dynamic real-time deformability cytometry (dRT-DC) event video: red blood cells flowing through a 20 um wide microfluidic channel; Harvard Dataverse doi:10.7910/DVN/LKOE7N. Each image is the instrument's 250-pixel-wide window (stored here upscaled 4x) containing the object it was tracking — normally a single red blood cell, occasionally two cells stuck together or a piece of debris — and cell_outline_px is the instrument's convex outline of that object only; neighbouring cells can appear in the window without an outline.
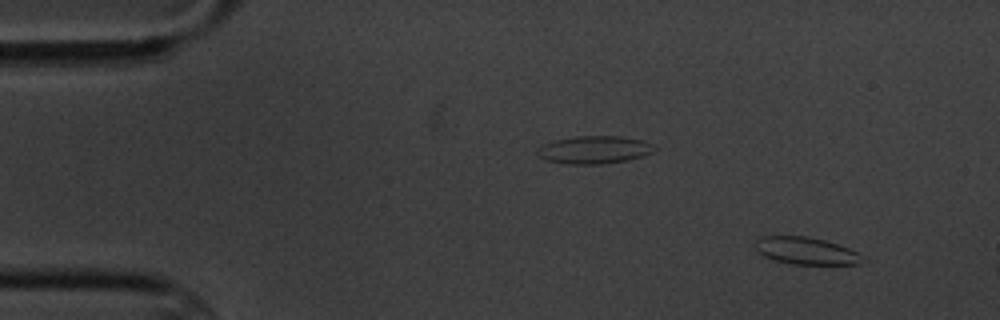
{"species": "common noctule bat (a hibernating species)", "species_latin": "Nyctalus noctula", "temperature_condition": "cold", "stored_images_in_passage": 4, "camera_frame_rate_fps": 3000, "um_per_image_px": 0.085, "animal": {"sex": "male", "body_mass_g": 20.1, "forearm_length_mm": 53.5}, "frame": {"image": 1, "passage_image": 1, "time_ms": 0.0, "image_size_px": [1000, 320], "cell_outline_px": [[864, 256], [860, 264], [792, 264], [776, 260], [764, 256], [752, 244], [760, 236], [804, 236], [824, 240], [848, 248]], "centroid_in_image_um": [68.48, 21.31], "position_along_channel_um": 16.5, "area_um2": 16.82}}